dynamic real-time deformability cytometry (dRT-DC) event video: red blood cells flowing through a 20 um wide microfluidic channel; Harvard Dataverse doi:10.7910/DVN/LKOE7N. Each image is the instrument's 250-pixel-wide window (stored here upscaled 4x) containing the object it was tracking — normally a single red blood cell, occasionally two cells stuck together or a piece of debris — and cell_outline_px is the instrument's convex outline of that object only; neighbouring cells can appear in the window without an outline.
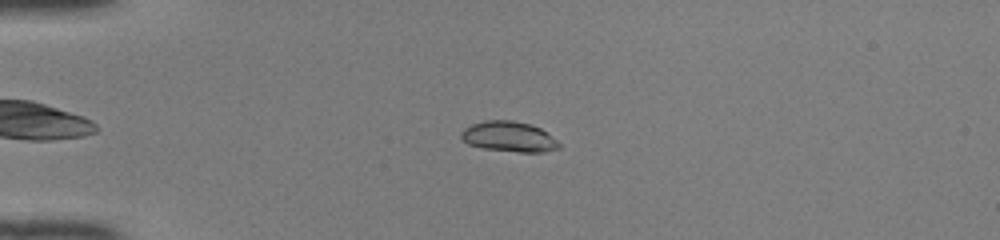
{"species": "common noctule bat (a hibernating species)", "species_latin": "Nyctalus noctula", "temperature_condition": "room temperature", "stored_images_in_passage": 42, "camera_frame_rate_fps": 3000, "um_per_image_px": 0.085, "animal": {"sex": "female", "body_mass_g": 22.0, "forearm_length_mm": 56.7}, "frame": {"image": 1, "passage_image": 12, "time_ms": 3.667, "image_size_px": [1000, 240], "cell_outline_px": [[560, 148], [544, 152], [520, 152], [484, 148], [468, 144], [460, 136], [460, 132], [464, 128], [472, 124], [484, 120], [512, 120], [528, 124], [540, 128], [556, 140], [560, 144]], "centroid_in_image_um": [43.24, 11.61], "position_along_channel_um": 41.8, "area_um2": 17.17}}
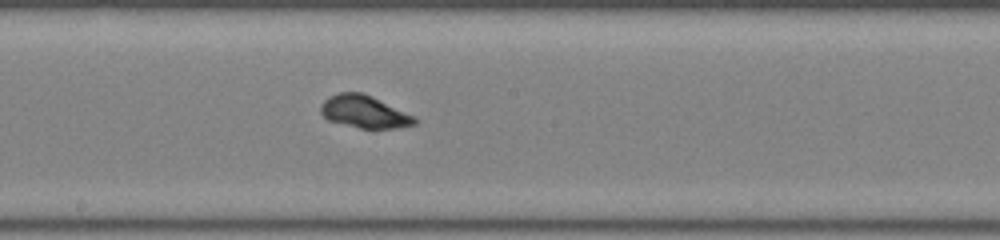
{"frame": {"image": 2, "passage_image": 27, "time_ms": 8.667, "image_size_px": [1000, 240], "cell_outline_px": [[416, 124], [396, 128], [360, 128], [328, 120], [320, 112], [320, 104], [328, 96], [340, 92], [360, 92], [372, 96], [416, 116]], "centroid_in_image_um": [30.96, 9.49], "position_along_channel_um": 217.2, "area_um2": 17.8}}
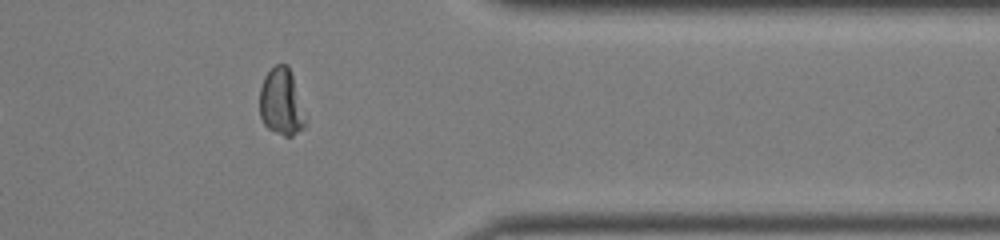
{"frame": {"image": 3, "passage_image": 40, "time_ms": 13.0, "image_size_px": [1000, 240], "cell_outline_px": [[308, 120], [304, 128], [292, 136], [284, 136], [268, 128], [264, 124], [260, 116], [260, 88], [264, 76], [276, 64], [288, 64]], "centroid_in_image_um": [23.94, 8.7], "position_along_channel_um": 387.5, "area_um2": 17.98}, "authors_computed_cell_mechanics": {"area_um2": 17.8891, "velocity_mm_per_s": 4.151, "shape_relaxation_time_tau1_ms": 5.7292, "shape_relaxation_time_tau2_ms": 3.3781, "deformation_change_tau1": 0.2199, "deformation_change_tau2": 0.079}}